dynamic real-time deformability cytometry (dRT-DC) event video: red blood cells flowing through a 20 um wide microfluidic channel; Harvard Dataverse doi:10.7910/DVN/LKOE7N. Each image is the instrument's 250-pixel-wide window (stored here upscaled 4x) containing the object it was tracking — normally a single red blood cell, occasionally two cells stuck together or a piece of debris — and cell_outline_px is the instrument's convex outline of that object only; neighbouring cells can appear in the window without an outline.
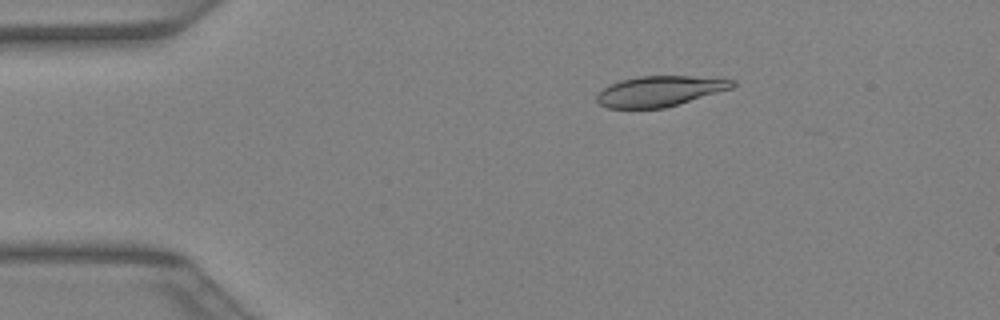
{"species": "Egyptian fruit bat (a non-hibernating species)", "species_latin": "Rousettus aegyptiacus", "temperature_condition": "warm", "stored_images_in_passage": 33, "camera_frame_rate_fps": 3000, "um_per_image_px": 0.085, "animal": {"sex": "female"}, "frame": {"image": 1, "passage_image": 3, "time_ms": 0.667, "image_size_px": [1000, 320], "cell_outline_px": [[736, 84], [732, 88], [664, 108], [608, 108], [600, 104], [596, 100], [596, 92], [620, 80], [640, 76], [692, 76], [736, 80]], "centroid_in_image_um": [56.05, 7.74], "position_along_channel_um": 28.9, "area_um2": 23.87}}
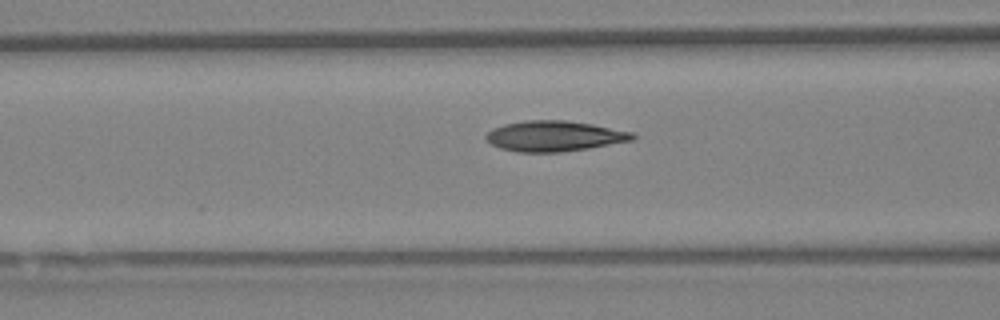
{"frame": {"image": 2, "passage_image": 12, "time_ms": 3.667, "image_size_px": [1000, 320], "cell_outline_px": [[636, 136], [632, 140], [588, 148], [560, 152], [520, 152], [500, 148], [492, 144], [484, 136], [492, 128], [504, 124], [524, 120], [568, 120], [592, 124], [632, 132]], "centroid_in_image_um": [47.09, 11.56], "position_along_channel_um": 119.5, "area_um2": 25.89}}
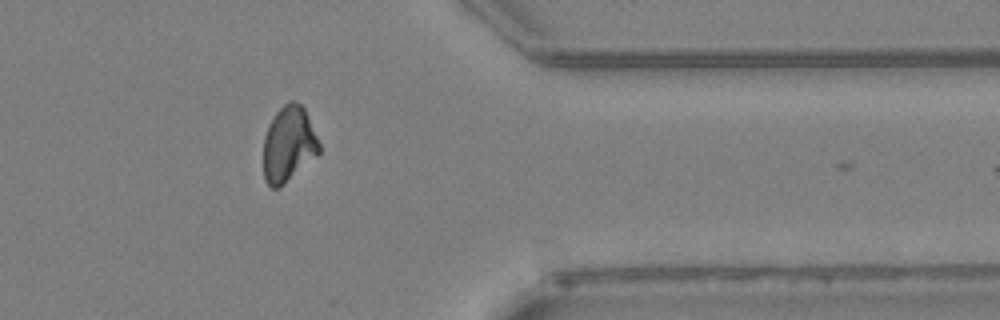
{"frame": {"image": 3, "passage_image": 29, "time_ms": 9.333, "image_size_px": [1000, 320], "cell_outline_px": [[320, 152], [316, 156], [280, 188], [272, 188], [264, 180], [264, 136], [276, 112], [288, 100], [292, 100], [300, 104], [304, 108], [308, 116], [320, 144]], "centroid_in_image_um": [24.53, 12.27], "position_along_channel_um": 386.9, "area_um2": 24.39}}